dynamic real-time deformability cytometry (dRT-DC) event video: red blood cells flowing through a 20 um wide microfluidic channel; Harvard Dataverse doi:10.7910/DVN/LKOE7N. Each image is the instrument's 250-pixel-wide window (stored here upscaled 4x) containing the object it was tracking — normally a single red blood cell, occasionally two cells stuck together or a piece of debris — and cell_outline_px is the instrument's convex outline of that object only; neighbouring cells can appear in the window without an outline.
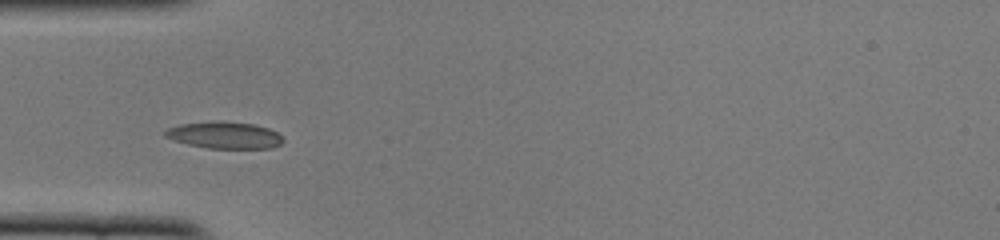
{"species": "common noctule bat (a hibernating species)", "species_latin": "Nyctalus noctula", "temperature_condition": "cold", "stored_images_in_passage": 40, "camera_frame_rate_fps": 3000, "um_per_image_px": 0.085, "animal": {"sex": "female", "body_mass_g": 22.0, "forearm_length_mm": 56.7}, "frame": {"image": 1, "passage_image": 5, "time_ms": 1.333, "image_size_px": [1000, 240], "cell_outline_px": [[284, 140], [280, 144], [272, 148], [208, 148], [188, 144], [164, 136], [164, 132], [168, 128], [180, 124], [216, 120], [220, 120], [252, 124], [268, 128], [276, 132]], "centroid_in_image_um": [19.08, 11.48], "position_along_channel_um": 65.9, "area_um2": 18.32}}
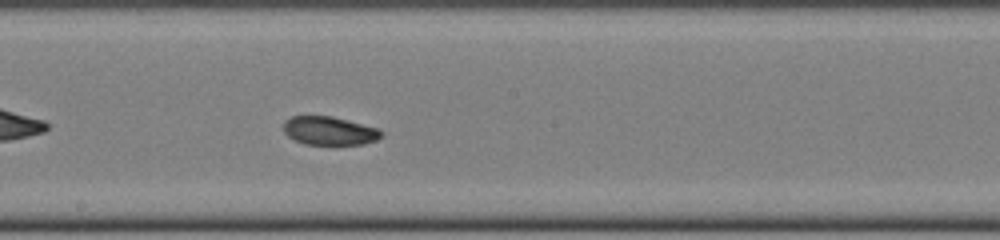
{"frame": {"image": 2, "passage_image": 17, "time_ms": 5.333, "image_size_px": [1000, 240], "cell_outline_px": [[384, 136], [376, 140], [364, 144], [336, 148], [304, 144], [288, 136], [284, 132], [284, 120], [292, 116], [332, 116], [376, 128], [384, 132]], "centroid_in_image_um": [28.02, 11.18], "position_along_channel_um": 220.2, "area_um2": 16.99}}
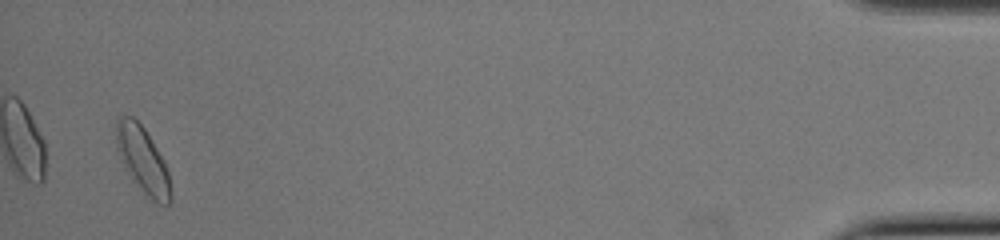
{"frame": {"image": 3, "passage_image": 39, "time_ms": 12.667, "image_size_px": [1000, 240], "cell_outline_px": [[172, 200], [168, 204], [160, 204], [152, 200], [128, 176], [116, 148], [116, 116], [120, 112], [132, 116], [144, 128], [164, 160], [168, 172], [172, 196]], "centroid_in_image_um": [12.1, 13.55], "position_along_channel_um": 423.1, "area_um2": 21.27}, "authors_computed_cell_mechanics": {"area_um2": 16.9932, "velocity_mm_per_s": 3.8773, "shape_relaxation_time_tau1_ms": 4.597, "shape_relaxation_time_tau2_ms": 2.3827, "deformation_change_tau1": 0.1327, "deformation_change_tau2": 0.0744}}